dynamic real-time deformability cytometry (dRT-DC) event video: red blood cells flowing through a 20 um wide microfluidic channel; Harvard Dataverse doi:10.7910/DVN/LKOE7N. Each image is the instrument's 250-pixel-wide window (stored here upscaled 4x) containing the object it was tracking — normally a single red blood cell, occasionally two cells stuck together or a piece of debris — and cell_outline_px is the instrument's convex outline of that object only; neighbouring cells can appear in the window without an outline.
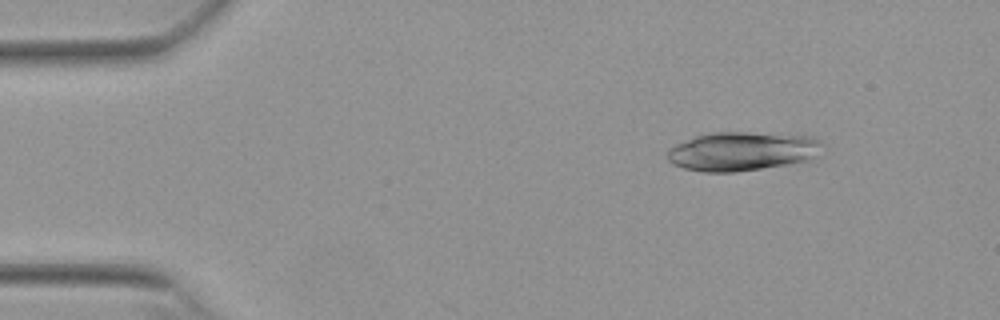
{"species": "Egyptian fruit bat (a non-hibernating species)", "species_latin": "Rousettus aegyptiacus", "temperature_condition": "warm", "stored_images_in_passage": 50, "camera_frame_rate_fps": 3000, "um_per_image_px": 0.085, "animal": {"sex": "female"}, "frame": {"image": 1, "passage_image": 5, "time_ms": 1.333, "image_size_px": [1000, 320], "cell_outline_px": [[824, 144], [820, 156], [812, 160], [788, 164], [736, 172], [704, 172], [684, 168], [668, 160], [668, 148], [676, 144], [696, 136], [712, 132], [748, 132], [812, 136]], "centroid_in_image_um": [63.16, 12.86], "position_along_channel_um": 21.8, "area_um2": 35.37}}
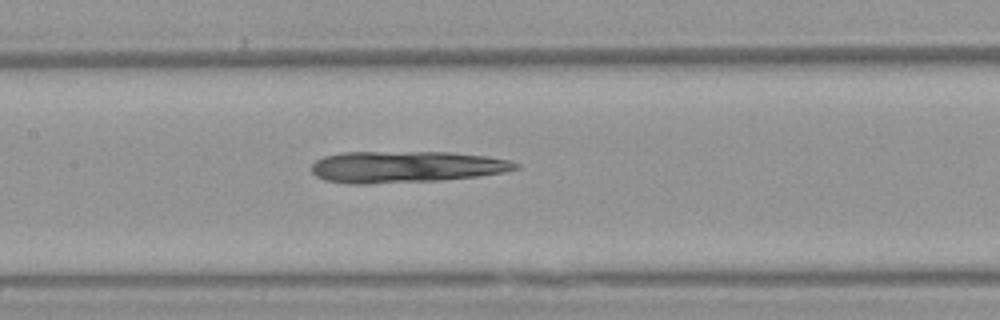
{"frame": {"image": 2, "passage_image": 23, "time_ms": 7.333, "image_size_px": [1000, 320], "cell_outline_px": [[520, 168], [504, 172], [480, 176], [444, 180], [368, 184], [348, 184], [324, 180], [316, 176], [312, 172], [312, 164], [316, 160], [324, 156], [340, 152], [448, 152], [488, 156], [508, 160], [520, 164]], "centroid_in_image_um": [34.5, 14.19], "position_along_channel_um": 172.9, "area_um2": 37.92}}
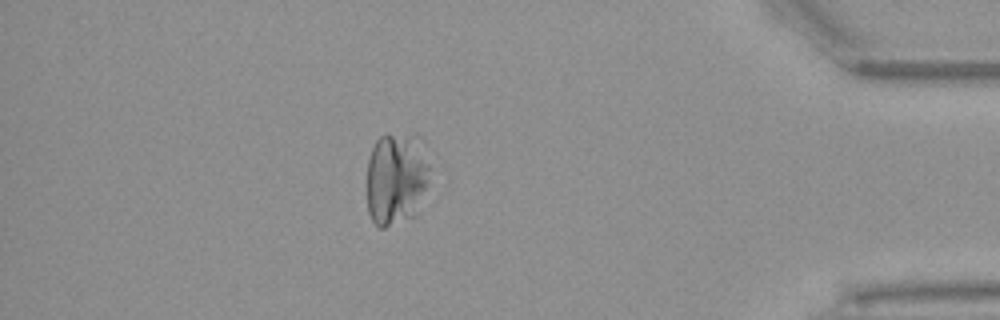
{"frame": {"image": 3, "passage_image": 44, "time_ms": 14.333, "image_size_px": [1000, 320], "cell_outline_px": [[428, 168], [424, 188], [412, 216], [384, 228], [380, 228], [372, 220], [368, 212], [368, 160], [372, 148], [376, 140], [384, 132], [388, 132], [420, 136], [424, 140], [428, 164]], "centroid_in_image_um": [33.64, 15.08], "position_along_channel_um": 401.6, "area_um2": 33.7}}